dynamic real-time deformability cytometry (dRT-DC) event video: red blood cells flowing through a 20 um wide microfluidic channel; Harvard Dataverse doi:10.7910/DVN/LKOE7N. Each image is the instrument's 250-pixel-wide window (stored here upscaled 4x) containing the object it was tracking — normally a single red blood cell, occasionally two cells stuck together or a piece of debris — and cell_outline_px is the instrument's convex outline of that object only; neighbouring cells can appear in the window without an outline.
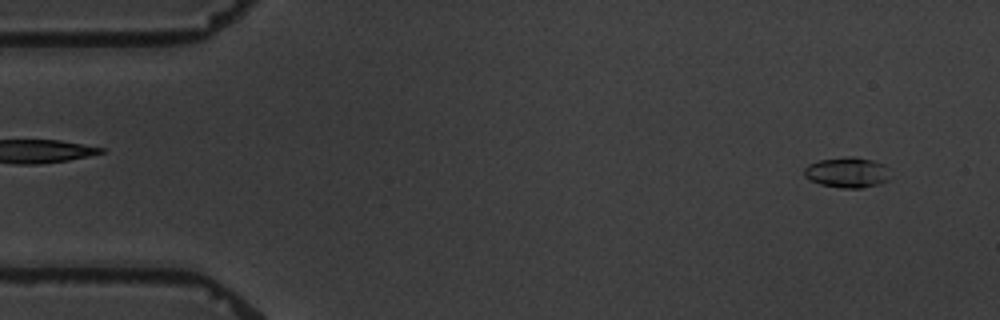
{"species": "common noctule bat (a hibernating species)", "species_latin": "Nyctalus noctula", "temperature_condition": "warm", "stored_images_in_passage": 5, "camera_frame_rate_fps": 3000, "um_per_image_px": 0.085, "animal": {"sex": "male", "body_mass_g": 19.5, "forearm_length_mm": 54.6}, "frame": {"image": 1, "passage_image": 1, "time_ms": 0.0, "image_size_px": [1000, 320], "cell_outline_px": [[888, 180], [880, 184], [860, 188], [840, 188], [820, 184], [804, 176], [804, 168], [808, 164], [820, 160], [848, 156], [852, 156], [872, 160], [884, 164]], "centroid_in_image_um": [71.97, 14.66], "position_along_channel_um": 13.0, "area_um2": 15.09}}
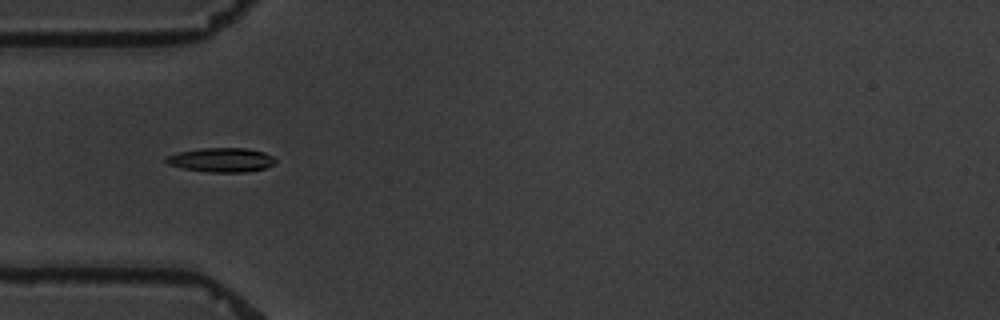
{"frame": {"image": 2, "passage_image": 5, "time_ms": 4.667, "image_size_px": [1000, 320], "cell_outline_px": [[276, 160], [272, 164], [264, 168], [244, 172], [208, 172], [184, 168], [168, 164], [164, 160], [164, 156], [176, 152], [200, 148], [248, 148], [264, 152], [272, 156]], "centroid_in_image_um": [18.76, 13.58], "position_along_channel_um": 66.2, "area_um2": 15.43}}